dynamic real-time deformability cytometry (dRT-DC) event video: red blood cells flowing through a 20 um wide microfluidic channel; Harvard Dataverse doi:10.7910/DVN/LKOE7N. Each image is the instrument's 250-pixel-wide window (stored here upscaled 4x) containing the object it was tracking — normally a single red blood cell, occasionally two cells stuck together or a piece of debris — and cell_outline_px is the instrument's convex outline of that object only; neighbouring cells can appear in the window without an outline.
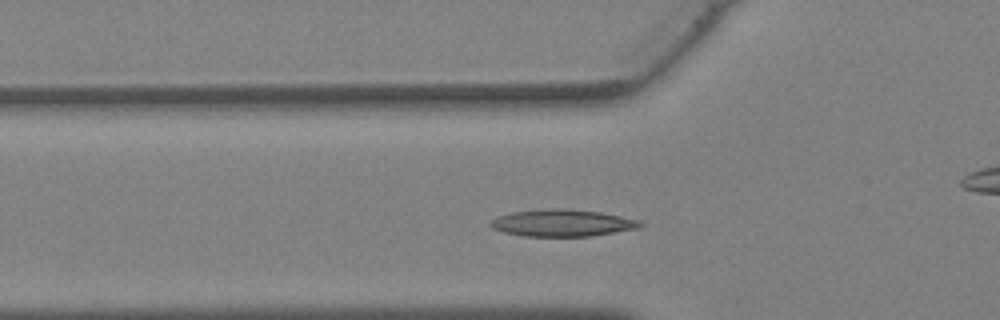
{"species": "Egyptian fruit bat (a non-hibernating species)", "species_latin": "Rousettus aegyptiacus", "temperature_condition": "warm", "stored_images_in_passage": 27, "camera_frame_rate_fps": 3000, "um_per_image_px": 0.085, "animal": {"sex": "female"}, "frame": {"image": 1, "passage_image": 6, "time_ms": 1.667, "image_size_px": [1000, 320], "cell_outline_px": [[644, 224], [640, 228], [592, 236], [524, 236], [504, 232], [492, 228], [488, 224], [496, 216], [512, 212], [552, 208], [564, 208], [600, 212], [640, 220]], "centroid_in_image_um": [47.8, 18.95], "position_along_channel_um": 78.0, "area_um2": 23.58}}
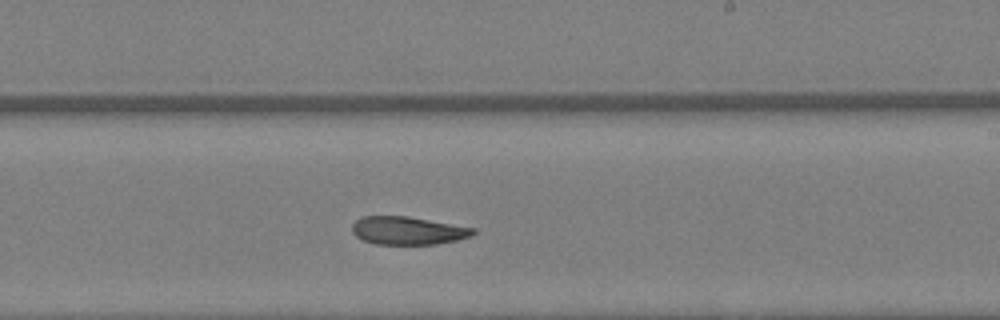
{"frame": {"image": 2, "passage_image": 16, "time_ms": 5.0, "image_size_px": [1000, 320], "cell_outline_px": [[476, 232], [472, 236], [456, 240], [436, 244], [376, 244], [364, 240], [356, 236], [352, 232], [352, 224], [360, 216], [408, 216], [476, 228]], "centroid_in_image_um": [34.67, 19.59], "position_along_channel_um": 254.3, "area_um2": 19.83}}
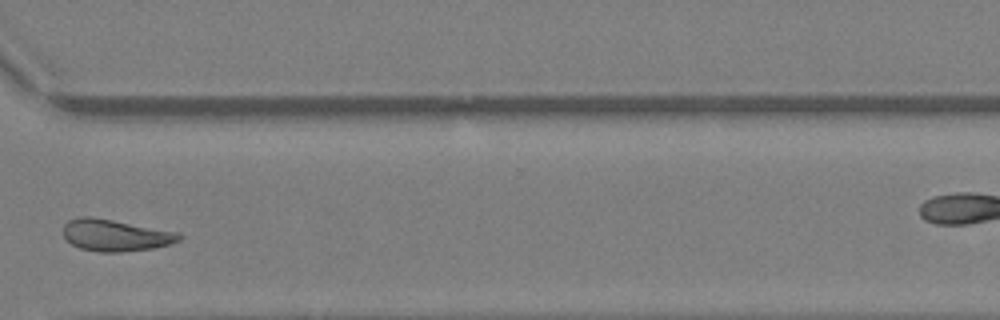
{"frame": {"image": 3, "passage_image": 22, "time_ms": 7.0, "image_size_px": [1000, 320], "cell_outline_px": [[184, 236], [180, 240], [168, 244], [152, 248], [120, 252], [96, 252], [80, 248], [72, 244], [64, 236], [64, 224], [68, 220], [80, 216], [92, 216], [180, 232]], "centroid_in_image_um": [9.82, 19.98], "position_along_channel_um": 360.8, "area_um2": 21.56}}